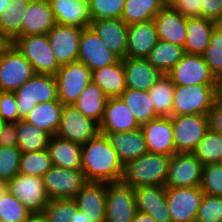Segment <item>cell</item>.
Returning a JSON list of instances; mask_svg holds the SVG:
<instances>
[{"label": "cell", "mask_w": 222, "mask_h": 222, "mask_svg": "<svg viewBox=\"0 0 222 222\" xmlns=\"http://www.w3.org/2000/svg\"><path fill=\"white\" fill-rule=\"evenodd\" d=\"M82 171L88 182H119L124 165L106 135L99 133L81 145Z\"/></svg>", "instance_id": "obj_1"}, {"label": "cell", "mask_w": 222, "mask_h": 222, "mask_svg": "<svg viewBox=\"0 0 222 222\" xmlns=\"http://www.w3.org/2000/svg\"><path fill=\"white\" fill-rule=\"evenodd\" d=\"M169 160V155L147 152L124 165L121 181L132 188L165 186Z\"/></svg>", "instance_id": "obj_2"}, {"label": "cell", "mask_w": 222, "mask_h": 222, "mask_svg": "<svg viewBox=\"0 0 222 222\" xmlns=\"http://www.w3.org/2000/svg\"><path fill=\"white\" fill-rule=\"evenodd\" d=\"M19 117L24 120L35 105L58 100L55 75L34 74L24 85L15 91Z\"/></svg>", "instance_id": "obj_3"}, {"label": "cell", "mask_w": 222, "mask_h": 222, "mask_svg": "<svg viewBox=\"0 0 222 222\" xmlns=\"http://www.w3.org/2000/svg\"><path fill=\"white\" fill-rule=\"evenodd\" d=\"M12 44L30 62L35 74L55 75L61 67L46 34L17 37Z\"/></svg>", "instance_id": "obj_4"}, {"label": "cell", "mask_w": 222, "mask_h": 222, "mask_svg": "<svg viewBox=\"0 0 222 222\" xmlns=\"http://www.w3.org/2000/svg\"><path fill=\"white\" fill-rule=\"evenodd\" d=\"M215 102V85L175 86L173 116L208 115Z\"/></svg>", "instance_id": "obj_5"}, {"label": "cell", "mask_w": 222, "mask_h": 222, "mask_svg": "<svg viewBox=\"0 0 222 222\" xmlns=\"http://www.w3.org/2000/svg\"><path fill=\"white\" fill-rule=\"evenodd\" d=\"M176 153H192L209 130L207 115L171 116Z\"/></svg>", "instance_id": "obj_6"}, {"label": "cell", "mask_w": 222, "mask_h": 222, "mask_svg": "<svg viewBox=\"0 0 222 222\" xmlns=\"http://www.w3.org/2000/svg\"><path fill=\"white\" fill-rule=\"evenodd\" d=\"M58 100L63 105H74L86 86L92 81V71L82 62L62 65L55 74Z\"/></svg>", "instance_id": "obj_7"}, {"label": "cell", "mask_w": 222, "mask_h": 222, "mask_svg": "<svg viewBox=\"0 0 222 222\" xmlns=\"http://www.w3.org/2000/svg\"><path fill=\"white\" fill-rule=\"evenodd\" d=\"M46 194L52 199H74L88 182L81 169L52 166L43 176Z\"/></svg>", "instance_id": "obj_8"}, {"label": "cell", "mask_w": 222, "mask_h": 222, "mask_svg": "<svg viewBox=\"0 0 222 222\" xmlns=\"http://www.w3.org/2000/svg\"><path fill=\"white\" fill-rule=\"evenodd\" d=\"M35 74L30 62L12 44L0 55L1 91L15 92Z\"/></svg>", "instance_id": "obj_9"}, {"label": "cell", "mask_w": 222, "mask_h": 222, "mask_svg": "<svg viewBox=\"0 0 222 222\" xmlns=\"http://www.w3.org/2000/svg\"><path fill=\"white\" fill-rule=\"evenodd\" d=\"M204 192L196 187H166L167 210L172 222H195Z\"/></svg>", "instance_id": "obj_10"}, {"label": "cell", "mask_w": 222, "mask_h": 222, "mask_svg": "<svg viewBox=\"0 0 222 222\" xmlns=\"http://www.w3.org/2000/svg\"><path fill=\"white\" fill-rule=\"evenodd\" d=\"M99 133L96 121L84 116L74 105H64L57 136L83 145Z\"/></svg>", "instance_id": "obj_11"}, {"label": "cell", "mask_w": 222, "mask_h": 222, "mask_svg": "<svg viewBox=\"0 0 222 222\" xmlns=\"http://www.w3.org/2000/svg\"><path fill=\"white\" fill-rule=\"evenodd\" d=\"M7 188L32 214L44 212L49 199L43 178L18 173L7 181Z\"/></svg>", "instance_id": "obj_12"}, {"label": "cell", "mask_w": 222, "mask_h": 222, "mask_svg": "<svg viewBox=\"0 0 222 222\" xmlns=\"http://www.w3.org/2000/svg\"><path fill=\"white\" fill-rule=\"evenodd\" d=\"M136 211L134 188L122 181L107 183L106 222H131Z\"/></svg>", "instance_id": "obj_13"}, {"label": "cell", "mask_w": 222, "mask_h": 222, "mask_svg": "<svg viewBox=\"0 0 222 222\" xmlns=\"http://www.w3.org/2000/svg\"><path fill=\"white\" fill-rule=\"evenodd\" d=\"M203 164L193 153H175L170 156L165 187L200 186Z\"/></svg>", "instance_id": "obj_14"}, {"label": "cell", "mask_w": 222, "mask_h": 222, "mask_svg": "<svg viewBox=\"0 0 222 222\" xmlns=\"http://www.w3.org/2000/svg\"><path fill=\"white\" fill-rule=\"evenodd\" d=\"M167 75L175 86L215 85L216 82L202 55L185 53Z\"/></svg>", "instance_id": "obj_15"}, {"label": "cell", "mask_w": 222, "mask_h": 222, "mask_svg": "<svg viewBox=\"0 0 222 222\" xmlns=\"http://www.w3.org/2000/svg\"><path fill=\"white\" fill-rule=\"evenodd\" d=\"M120 58L108 49L107 45L89 26L82 29L78 61L91 71L117 63Z\"/></svg>", "instance_id": "obj_16"}, {"label": "cell", "mask_w": 222, "mask_h": 222, "mask_svg": "<svg viewBox=\"0 0 222 222\" xmlns=\"http://www.w3.org/2000/svg\"><path fill=\"white\" fill-rule=\"evenodd\" d=\"M82 28L76 26H55L46 34L57 62L62 66L78 61Z\"/></svg>", "instance_id": "obj_17"}, {"label": "cell", "mask_w": 222, "mask_h": 222, "mask_svg": "<svg viewBox=\"0 0 222 222\" xmlns=\"http://www.w3.org/2000/svg\"><path fill=\"white\" fill-rule=\"evenodd\" d=\"M148 152L174 155L176 148L170 117H157L141 125Z\"/></svg>", "instance_id": "obj_18"}, {"label": "cell", "mask_w": 222, "mask_h": 222, "mask_svg": "<svg viewBox=\"0 0 222 222\" xmlns=\"http://www.w3.org/2000/svg\"><path fill=\"white\" fill-rule=\"evenodd\" d=\"M139 128L141 125L120 97L107 98L104 116L99 124L101 134L126 132Z\"/></svg>", "instance_id": "obj_19"}, {"label": "cell", "mask_w": 222, "mask_h": 222, "mask_svg": "<svg viewBox=\"0 0 222 222\" xmlns=\"http://www.w3.org/2000/svg\"><path fill=\"white\" fill-rule=\"evenodd\" d=\"M159 40H164L184 48L187 36V18L174 7L164 6L153 18Z\"/></svg>", "instance_id": "obj_20"}, {"label": "cell", "mask_w": 222, "mask_h": 222, "mask_svg": "<svg viewBox=\"0 0 222 222\" xmlns=\"http://www.w3.org/2000/svg\"><path fill=\"white\" fill-rule=\"evenodd\" d=\"M136 210L149 214L156 222H172L167 210L165 186L134 188Z\"/></svg>", "instance_id": "obj_21"}, {"label": "cell", "mask_w": 222, "mask_h": 222, "mask_svg": "<svg viewBox=\"0 0 222 222\" xmlns=\"http://www.w3.org/2000/svg\"><path fill=\"white\" fill-rule=\"evenodd\" d=\"M107 183L87 182L74 197L77 209L85 211L90 222H106Z\"/></svg>", "instance_id": "obj_22"}, {"label": "cell", "mask_w": 222, "mask_h": 222, "mask_svg": "<svg viewBox=\"0 0 222 222\" xmlns=\"http://www.w3.org/2000/svg\"><path fill=\"white\" fill-rule=\"evenodd\" d=\"M122 62L127 89L149 91L163 76L146 58L125 57Z\"/></svg>", "instance_id": "obj_23"}, {"label": "cell", "mask_w": 222, "mask_h": 222, "mask_svg": "<svg viewBox=\"0 0 222 222\" xmlns=\"http://www.w3.org/2000/svg\"><path fill=\"white\" fill-rule=\"evenodd\" d=\"M90 27L107 45L109 50L121 60L126 57L128 25L122 19L93 20Z\"/></svg>", "instance_id": "obj_24"}, {"label": "cell", "mask_w": 222, "mask_h": 222, "mask_svg": "<svg viewBox=\"0 0 222 222\" xmlns=\"http://www.w3.org/2000/svg\"><path fill=\"white\" fill-rule=\"evenodd\" d=\"M55 23L86 28L90 26L89 4L84 0H49Z\"/></svg>", "instance_id": "obj_25"}, {"label": "cell", "mask_w": 222, "mask_h": 222, "mask_svg": "<svg viewBox=\"0 0 222 222\" xmlns=\"http://www.w3.org/2000/svg\"><path fill=\"white\" fill-rule=\"evenodd\" d=\"M158 41L153 21L128 25L126 57L147 58Z\"/></svg>", "instance_id": "obj_26"}, {"label": "cell", "mask_w": 222, "mask_h": 222, "mask_svg": "<svg viewBox=\"0 0 222 222\" xmlns=\"http://www.w3.org/2000/svg\"><path fill=\"white\" fill-rule=\"evenodd\" d=\"M23 17L22 36L47 34L56 24L49 0H32Z\"/></svg>", "instance_id": "obj_27"}, {"label": "cell", "mask_w": 222, "mask_h": 222, "mask_svg": "<svg viewBox=\"0 0 222 222\" xmlns=\"http://www.w3.org/2000/svg\"><path fill=\"white\" fill-rule=\"evenodd\" d=\"M106 136L123 165L148 152L141 128L126 132L107 133Z\"/></svg>", "instance_id": "obj_28"}, {"label": "cell", "mask_w": 222, "mask_h": 222, "mask_svg": "<svg viewBox=\"0 0 222 222\" xmlns=\"http://www.w3.org/2000/svg\"><path fill=\"white\" fill-rule=\"evenodd\" d=\"M47 149L53 166L67 169H82L80 144L54 135L50 137Z\"/></svg>", "instance_id": "obj_29"}, {"label": "cell", "mask_w": 222, "mask_h": 222, "mask_svg": "<svg viewBox=\"0 0 222 222\" xmlns=\"http://www.w3.org/2000/svg\"><path fill=\"white\" fill-rule=\"evenodd\" d=\"M92 81L104 92L107 98L120 97L127 89L122 60L120 59L113 65L93 70Z\"/></svg>", "instance_id": "obj_30"}, {"label": "cell", "mask_w": 222, "mask_h": 222, "mask_svg": "<svg viewBox=\"0 0 222 222\" xmlns=\"http://www.w3.org/2000/svg\"><path fill=\"white\" fill-rule=\"evenodd\" d=\"M218 23L202 17L187 19L185 53L202 55L209 46L211 35Z\"/></svg>", "instance_id": "obj_31"}, {"label": "cell", "mask_w": 222, "mask_h": 222, "mask_svg": "<svg viewBox=\"0 0 222 222\" xmlns=\"http://www.w3.org/2000/svg\"><path fill=\"white\" fill-rule=\"evenodd\" d=\"M63 107L64 105L59 100L39 103L24 120L42 129L48 135L54 136L60 126Z\"/></svg>", "instance_id": "obj_32"}, {"label": "cell", "mask_w": 222, "mask_h": 222, "mask_svg": "<svg viewBox=\"0 0 222 222\" xmlns=\"http://www.w3.org/2000/svg\"><path fill=\"white\" fill-rule=\"evenodd\" d=\"M107 97L104 92L91 81L80 94L74 106L86 117L98 124L103 119Z\"/></svg>", "instance_id": "obj_33"}, {"label": "cell", "mask_w": 222, "mask_h": 222, "mask_svg": "<svg viewBox=\"0 0 222 222\" xmlns=\"http://www.w3.org/2000/svg\"><path fill=\"white\" fill-rule=\"evenodd\" d=\"M184 54L185 50L183 47L159 40L146 59L164 75L168 74L175 67Z\"/></svg>", "instance_id": "obj_34"}, {"label": "cell", "mask_w": 222, "mask_h": 222, "mask_svg": "<svg viewBox=\"0 0 222 222\" xmlns=\"http://www.w3.org/2000/svg\"><path fill=\"white\" fill-rule=\"evenodd\" d=\"M32 0H12L11 5L0 16V32L11 42L22 37L23 16Z\"/></svg>", "instance_id": "obj_35"}, {"label": "cell", "mask_w": 222, "mask_h": 222, "mask_svg": "<svg viewBox=\"0 0 222 222\" xmlns=\"http://www.w3.org/2000/svg\"><path fill=\"white\" fill-rule=\"evenodd\" d=\"M174 90L171 78L164 74L148 91L158 117L173 116Z\"/></svg>", "instance_id": "obj_36"}, {"label": "cell", "mask_w": 222, "mask_h": 222, "mask_svg": "<svg viewBox=\"0 0 222 222\" xmlns=\"http://www.w3.org/2000/svg\"><path fill=\"white\" fill-rule=\"evenodd\" d=\"M17 147L22 153L36 152L47 148L50 135L42 129L19 120L16 123Z\"/></svg>", "instance_id": "obj_37"}, {"label": "cell", "mask_w": 222, "mask_h": 222, "mask_svg": "<svg viewBox=\"0 0 222 222\" xmlns=\"http://www.w3.org/2000/svg\"><path fill=\"white\" fill-rule=\"evenodd\" d=\"M120 98L130 109L131 113L140 125L158 117L148 91L126 89L120 95Z\"/></svg>", "instance_id": "obj_38"}, {"label": "cell", "mask_w": 222, "mask_h": 222, "mask_svg": "<svg viewBox=\"0 0 222 222\" xmlns=\"http://www.w3.org/2000/svg\"><path fill=\"white\" fill-rule=\"evenodd\" d=\"M163 7L161 0H126L121 19L127 25L149 22Z\"/></svg>", "instance_id": "obj_39"}, {"label": "cell", "mask_w": 222, "mask_h": 222, "mask_svg": "<svg viewBox=\"0 0 222 222\" xmlns=\"http://www.w3.org/2000/svg\"><path fill=\"white\" fill-rule=\"evenodd\" d=\"M192 153L203 165L222 163V135L209 129Z\"/></svg>", "instance_id": "obj_40"}, {"label": "cell", "mask_w": 222, "mask_h": 222, "mask_svg": "<svg viewBox=\"0 0 222 222\" xmlns=\"http://www.w3.org/2000/svg\"><path fill=\"white\" fill-rule=\"evenodd\" d=\"M53 166L48 149L21 153L19 173L43 178Z\"/></svg>", "instance_id": "obj_41"}, {"label": "cell", "mask_w": 222, "mask_h": 222, "mask_svg": "<svg viewBox=\"0 0 222 222\" xmlns=\"http://www.w3.org/2000/svg\"><path fill=\"white\" fill-rule=\"evenodd\" d=\"M202 57L215 78L222 76V24H218Z\"/></svg>", "instance_id": "obj_42"}, {"label": "cell", "mask_w": 222, "mask_h": 222, "mask_svg": "<svg viewBox=\"0 0 222 222\" xmlns=\"http://www.w3.org/2000/svg\"><path fill=\"white\" fill-rule=\"evenodd\" d=\"M32 213L9 191L0 197V221L24 222Z\"/></svg>", "instance_id": "obj_43"}, {"label": "cell", "mask_w": 222, "mask_h": 222, "mask_svg": "<svg viewBox=\"0 0 222 222\" xmlns=\"http://www.w3.org/2000/svg\"><path fill=\"white\" fill-rule=\"evenodd\" d=\"M126 0H89L91 21L121 19Z\"/></svg>", "instance_id": "obj_44"}, {"label": "cell", "mask_w": 222, "mask_h": 222, "mask_svg": "<svg viewBox=\"0 0 222 222\" xmlns=\"http://www.w3.org/2000/svg\"><path fill=\"white\" fill-rule=\"evenodd\" d=\"M77 209L74 199H52L43 212L48 222H71Z\"/></svg>", "instance_id": "obj_45"}, {"label": "cell", "mask_w": 222, "mask_h": 222, "mask_svg": "<svg viewBox=\"0 0 222 222\" xmlns=\"http://www.w3.org/2000/svg\"><path fill=\"white\" fill-rule=\"evenodd\" d=\"M21 153L17 146H0V180L9 181L19 173Z\"/></svg>", "instance_id": "obj_46"}, {"label": "cell", "mask_w": 222, "mask_h": 222, "mask_svg": "<svg viewBox=\"0 0 222 222\" xmlns=\"http://www.w3.org/2000/svg\"><path fill=\"white\" fill-rule=\"evenodd\" d=\"M200 188L204 194L222 197V163L203 165Z\"/></svg>", "instance_id": "obj_47"}, {"label": "cell", "mask_w": 222, "mask_h": 222, "mask_svg": "<svg viewBox=\"0 0 222 222\" xmlns=\"http://www.w3.org/2000/svg\"><path fill=\"white\" fill-rule=\"evenodd\" d=\"M222 220V197L204 194L195 222H220Z\"/></svg>", "instance_id": "obj_48"}, {"label": "cell", "mask_w": 222, "mask_h": 222, "mask_svg": "<svg viewBox=\"0 0 222 222\" xmlns=\"http://www.w3.org/2000/svg\"><path fill=\"white\" fill-rule=\"evenodd\" d=\"M0 117L5 122L17 123L19 120H22L19 117L15 92H0Z\"/></svg>", "instance_id": "obj_49"}, {"label": "cell", "mask_w": 222, "mask_h": 222, "mask_svg": "<svg viewBox=\"0 0 222 222\" xmlns=\"http://www.w3.org/2000/svg\"><path fill=\"white\" fill-rule=\"evenodd\" d=\"M173 7L187 19L202 17L201 0H178Z\"/></svg>", "instance_id": "obj_50"}, {"label": "cell", "mask_w": 222, "mask_h": 222, "mask_svg": "<svg viewBox=\"0 0 222 222\" xmlns=\"http://www.w3.org/2000/svg\"><path fill=\"white\" fill-rule=\"evenodd\" d=\"M202 18L222 24V0H201Z\"/></svg>", "instance_id": "obj_51"}, {"label": "cell", "mask_w": 222, "mask_h": 222, "mask_svg": "<svg viewBox=\"0 0 222 222\" xmlns=\"http://www.w3.org/2000/svg\"><path fill=\"white\" fill-rule=\"evenodd\" d=\"M0 146H17V133L15 122H6L4 124V127L0 132Z\"/></svg>", "instance_id": "obj_52"}, {"label": "cell", "mask_w": 222, "mask_h": 222, "mask_svg": "<svg viewBox=\"0 0 222 222\" xmlns=\"http://www.w3.org/2000/svg\"><path fill=\"white\" fill-rule=\"evenodd\" d=\"M207 116L209 129L222 135V104L215 101Z\"/></svg>", "instance_id": "obj_53"}, {"label": "cell", "mask_w": 222, "mask_h": 222, "mask_svg": "<svg viewBox=\"0 0 222 222\" xmlns=\"http://www.w3.org/2000/svg\"><path fill=\"white\" fill-rule=\"evenodd\" d=\"M215 101L222 104V76L216 78L215 82Z\"/></svg>", "instance_id": "obj_54"}, {"label": "cell", "mask_w": 222, "mask_h": 222, "mask_svg": "<svg viewBox=\"0 0 222 222\" xmlns=\"http://www.w3.org/2000/svg\"><path fill=\"white\" fill-rule=\"evenodd\" d=\"M131 222H156L149 214L136 211Z\"/></svg>", "instance_id": "obj_55"}, {"label": "cell", "mask_w": 222, "mask_h": 222, "mask_svg": "<svg viewBox=\"0 0 222 222\" xmlns=\"http://www.w3.org/2000/svg\"><path fill=\"white\" fill-rule=\"evenodd\" d=\"M71 222H90V219L87 217L85 211H80L79 209H76Z\"/></svg>", "instance_id": "obj_56"}, {"label": "cell", "mask_w": 222, "mask_h": 222, "mask_svg": "<svg viewBox=\"0 0 222 222\" xmlns=\"http://www.w3.org/2000/svg\"><path fill=\"white\" fill-rule=\"evenodd\" d=\"M11 45L12 42L0 32V55L4 53Z\"/></svg>", "instance_id": "obj_57"}, {"label": "cell", "mask_w": 222, "mask_h": 222, "mask_svg": "<svg viewBox=\"0 0 222 222\" xmlns=\"http://www.w3.org/2000/svg\"><path fill=\"white\" fill-rule=\"evenodd\" d=\"M24 222H48L43 213L31 214Z\"/></svg>", "instance_id": "obj_58"}, {"label": "cell", "mask_w": 222, "mask_h": 222, "mask_svg": "<svg viewBox=\"0 0 222 222\" xmlns=\"http://www.w3.org/2000/svg\"><path fill=\"white\" fill-rule=\"evenodd\" d=\"M12 0H0V16L11 5Z\"/></svg>", "instance_id": "obj_59"}, {"label": "cell", "mask_w": 222, "mask_h": 222, "mask_svg": "<svg viewBox=\"0 0 222 222\" xmlns=\"http://www.w3.org/2000/svg\"><path fill=\"white\" fill-rule=\"evenodd\" d=\"M7 191V181L0 180V197L4 196Z\"/></svg>", "instance_id": "obj_60"}, {"label": "cell", "mask_w": 222, "mask_h": 222, "mask_svg": "<svg viewBox=\"0 0 222 222\" xmlns=\"http://www.w3.org/2000/svg\"><path fill=\"white\" fill-rule=\"evenodd\" d=\"M177 1L178 0H161L164 6H172V7Z\"/></svg>", "instance_id": "obj_61"}, {"label": "cell", "mask_w": 222, "mask_h": 222, "mask_svg": "<svg viewBox=\"0 0 222 222\" xmlns=\"http://www.w3.org/2000/svg\"><path fill=\"white\" fill-rule=\"evenodd\" d=\"M5 123H6V122L3 121L2 118L0 117V132L2 131Z\"/></svg>", "instance_id": "obj_62"}]
</instances>
